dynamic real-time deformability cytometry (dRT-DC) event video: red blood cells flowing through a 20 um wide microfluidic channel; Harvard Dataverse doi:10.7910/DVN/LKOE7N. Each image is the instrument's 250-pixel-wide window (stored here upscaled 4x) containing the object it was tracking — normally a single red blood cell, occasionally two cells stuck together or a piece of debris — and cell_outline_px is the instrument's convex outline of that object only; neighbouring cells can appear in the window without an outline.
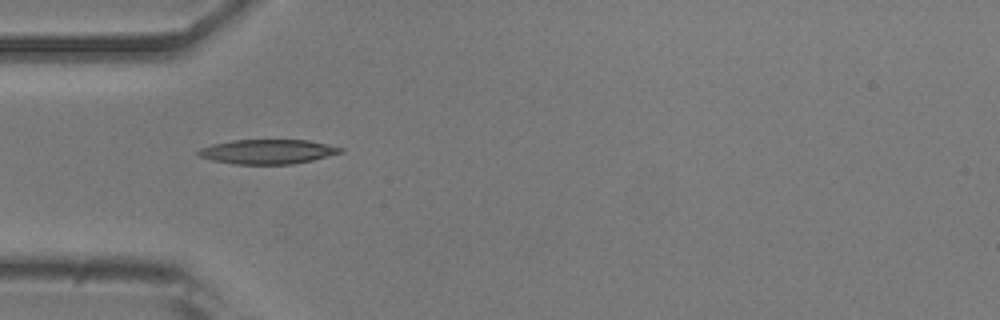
{"species": "common noctule bat (a hibernating species)", "species_latin": "Nyctalus noctula", "temperature_condition": "room temperature", "stored_images_in_passage": 2, "camera_frame_rate_fps": 3000, "um_per_image_px": 0.085, "animal": {"sex": "male", "body_mass_g": 20.5, "forearm_length_mm": 52.5}, "frame": {"image": 1, "passage_image": 1, "time_ms": 0.0, "image_size_px": [1000, 320], "cell_outline_px": [[344, 152], [312, 160], [292, 164], [236, 164], [212, 160], [200, 156], [196, 152], [200, 148], [212, 144], [232, 140], [308, 140], [344, 148]], "centroid_in_image_um": [22.76, 12.89], "position_along_channel_um": 62.2, "area_um2": 20.23}}
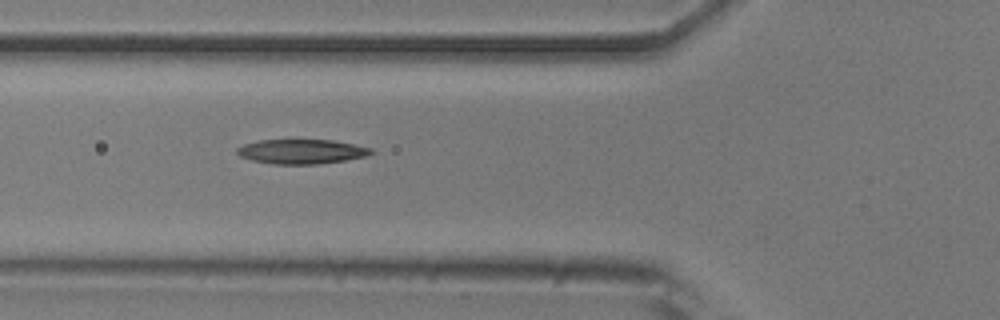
{"frame": {"image": 2, "passage_image": 2, "time_ms": 0.333, "image_size_px": [1000, 320], "cell_outline_px": [[376, 152], [368, 156], [344, 160], [316, 164], [272, 164], [252, 160], [240, 156], [236, 152], [236, 148], [244, 144], [256, 140], [332, 140], [372, 148]], "centroid_in_image_um": [25.63, 12.88], "position_along_channel_um": 100.2, "area_um2": 19.19}}